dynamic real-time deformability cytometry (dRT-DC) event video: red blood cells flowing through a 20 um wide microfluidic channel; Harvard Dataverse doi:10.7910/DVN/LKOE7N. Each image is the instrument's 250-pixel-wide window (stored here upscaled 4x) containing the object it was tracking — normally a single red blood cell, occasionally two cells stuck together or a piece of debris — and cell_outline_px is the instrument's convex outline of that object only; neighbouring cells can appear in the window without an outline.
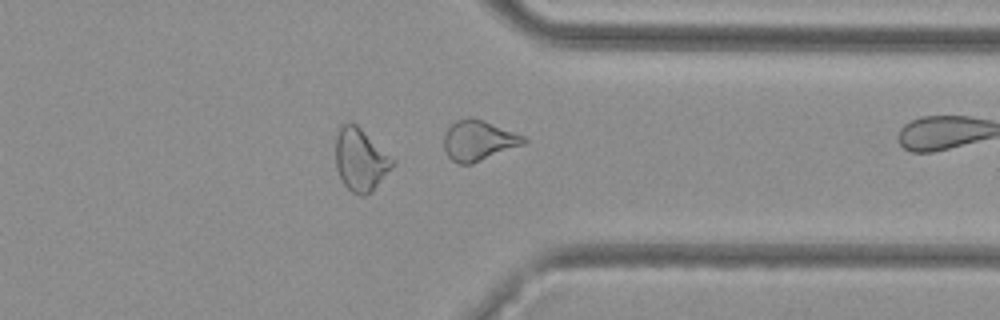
{"species": "common noctule bat (a hibernating species)", "species_latin": "Nyctalus noctula", "temperature_condition": "cold", "stored_images_in_passage": 35, "camera_frame_rate_fps": 3000, "um_per_image_px": 0.085, "animal": {"sex": "female", "body_mass_g": 29.2, "forearm_length_mm": 56.3}, "frame": {"image": 1, "passage_image": 25, "time_ms": 8.0, "image_size_px": [1000, 320], "cell_outline_px": [[396, 164], [372, 192], [364, 196], [360, 196], [352, 192], [344, 184], [336, 168], [336, 136], [340, 124], [344, 120], [348, 120], [356, 124], [396, 160]], "centroid_in_image_um": [30.66, 13.56], "position_along_channel_um": 380.7, "area_um2": 21.15}}